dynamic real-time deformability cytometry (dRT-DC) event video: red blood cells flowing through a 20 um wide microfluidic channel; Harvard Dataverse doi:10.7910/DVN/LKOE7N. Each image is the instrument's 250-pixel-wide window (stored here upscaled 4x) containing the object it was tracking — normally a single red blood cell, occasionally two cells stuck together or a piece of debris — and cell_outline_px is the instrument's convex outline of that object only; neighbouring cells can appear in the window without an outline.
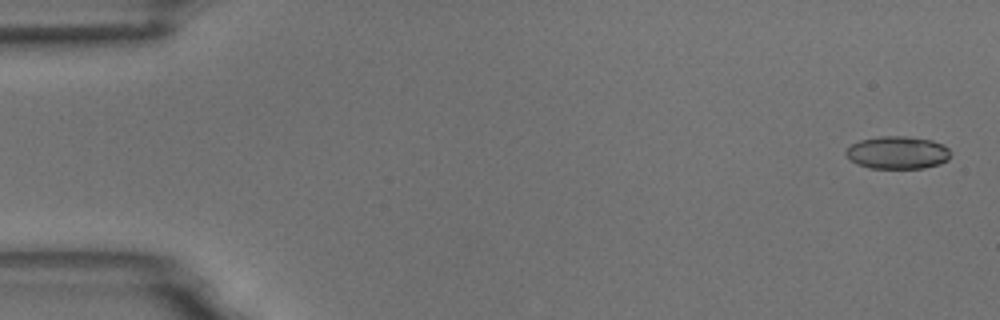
{"species": "common noctule bat (a hibernating species)", "species_latin": "Nyctalus noctula", "temperature_condition": "room temperature", "stored_images_in_passage": 5, "camera_frame_rate_fps": 3000, "um_per_image_px": 0.085, "animal": {"sex": "male", "body_mass_g": 18.8}, "frame": {"image": 1, "passage_image": 1, "time_ms": 0.0, "image_size_px": [1000, 320], "cell_outline_px": [[948, 160], [940, 164], [924, 168], [868, 168], [856, 164], [844, 152], [852, 144], [860, 140], [880, 136], [904, 136], [932, 140], [948, 148]], "centroid_in_image_um": [76.27, 12.98], "position_along_channel_um": 8.7, "area_um2": 19.77}}
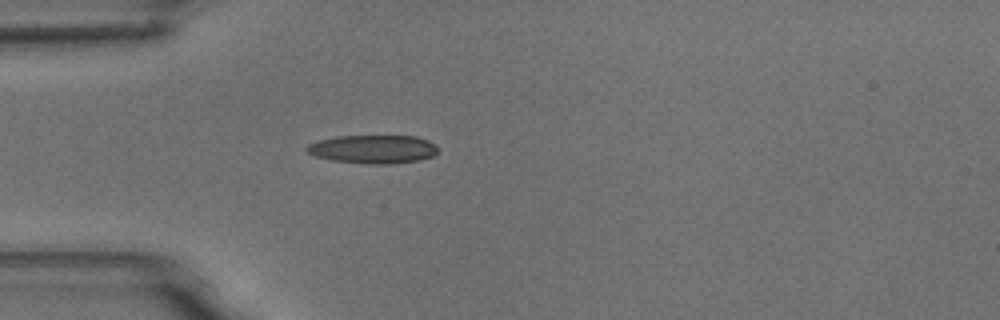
{"frame": {"image": 2, "passage_image": 5, "time_ms": 4.667, "image_size_px": [1000, 320], "cell_outline_px": [[436, 152], [432, 156], [420, 160], [392, 164], [368, 164], [332, 160], [316, 156], [308, 152], [304, 148], [308, 144], [320, 140], [336, 136], [416, 136], [428, 140], [436, 144]], "centroid_in_image_um": [31.72, 12.68], "position_along_channel_um": 53.3, "area_um2": 21.73}}